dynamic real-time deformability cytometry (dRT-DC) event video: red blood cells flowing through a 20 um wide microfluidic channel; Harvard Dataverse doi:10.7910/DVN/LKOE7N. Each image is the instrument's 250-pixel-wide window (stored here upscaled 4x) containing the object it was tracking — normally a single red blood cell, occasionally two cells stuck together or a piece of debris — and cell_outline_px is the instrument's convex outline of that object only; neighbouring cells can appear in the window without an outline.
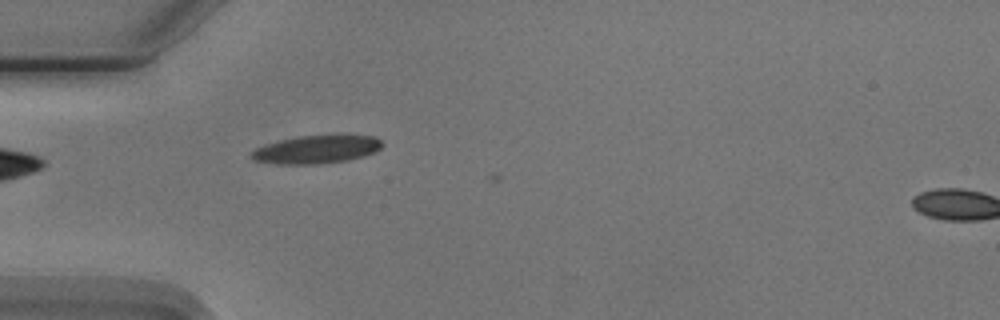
{"species": "Egyptian fruit bat (a non-hibernating species)", "species_latin": "Rousettus aegyptiacus", "temperature_condition": "cold", "stored_images_in_passage": 2, "segment_of_instrument_passage": [1, 2], "camera_frame_rate_fps": 3000, "um_per_image_px": 0.085, "animal": {"sex": "male"}, "frame": {"image": 1, "passage_image": 1, "time_ms": 0.0, "image_size_px": [1000, 320], "cell_outline_px": [[384, 144], [376, 152], [364, 156], [348, 160], [320, 164], [276, 164], [256, 160], [252, 156], [252, 152], [256, 148], [268, 144], [300, 136], [372, 136], [380, 140]], "centroid_in_image_um": [26.96, 12.72], "position_along_channel_um": 58.0, "area_um2": 20.87}}